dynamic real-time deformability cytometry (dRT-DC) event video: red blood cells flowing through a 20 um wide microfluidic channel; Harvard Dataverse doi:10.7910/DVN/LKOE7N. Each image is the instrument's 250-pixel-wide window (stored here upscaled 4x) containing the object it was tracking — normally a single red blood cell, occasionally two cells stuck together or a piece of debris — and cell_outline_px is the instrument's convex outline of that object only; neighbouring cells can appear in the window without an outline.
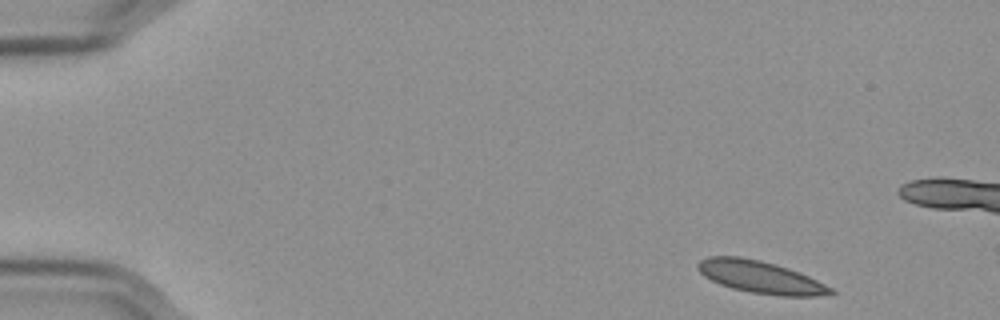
{"species": "Egyptian fruit bat (a non-hibernating species)", "species_latin": "Rousettus aegyptiacus", "temperature_condition": "cold", "stored_images_in_passage": 8, "camera_frame_rate_fps": 3000, "um_per_image_px": 0.085, "frame": {"image": 1, "passage_image": 1, "time_ms": 0.0, "image_size_px": [1000, 320], "cell_outline_px": [[836, 292], [832, 296], [780, 296], [752, 292], [732, 288], [720, 284], [704, 276], [696, 268], [696, 264], [700, 260], [708, 256], [740, 256], [760, 260], [788, 268], [800, 272], [832, 288]], "centroid_in_image_um": [64.65, 23.55], "position_along_channel_um": 20.3, "area_um2": 25.09}}